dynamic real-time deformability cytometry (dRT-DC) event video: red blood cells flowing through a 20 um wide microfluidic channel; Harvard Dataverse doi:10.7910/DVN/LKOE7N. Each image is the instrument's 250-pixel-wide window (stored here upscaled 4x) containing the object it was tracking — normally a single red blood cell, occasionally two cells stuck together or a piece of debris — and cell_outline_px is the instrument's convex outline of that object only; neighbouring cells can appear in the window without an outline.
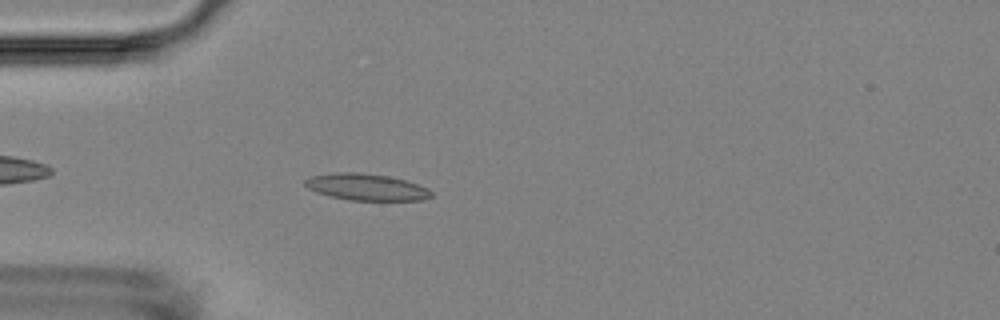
{"species": "Egyptian fruit bat (a non-hibernating species)", "species_latin": "Rousettus aegyptiacus", "temperature_condition": "room temperature", "stored_images_in_passage": 5, "camera_frame_rate_fps": 3000, "um_per_image_px": 0.085, "animal": {"sex": "female"}, "frame": {"image": 1, "passage_image": 5, "time_ms": 4.667, "image_size_px": [1000, 320], "cell_outline_px": [[432, 196], [424, 200], [348, 200], [316, 192], [308, 188], [304, 184], [304, 180], [308, 176], [336, 172], [360, 172], [388, 176], [404, 180], [428, 188], [432, 192]], "centroid_in_image_um": [31.11, 15.89], "position_along_channel_um": 53.9, "area_um2": 19.59}}